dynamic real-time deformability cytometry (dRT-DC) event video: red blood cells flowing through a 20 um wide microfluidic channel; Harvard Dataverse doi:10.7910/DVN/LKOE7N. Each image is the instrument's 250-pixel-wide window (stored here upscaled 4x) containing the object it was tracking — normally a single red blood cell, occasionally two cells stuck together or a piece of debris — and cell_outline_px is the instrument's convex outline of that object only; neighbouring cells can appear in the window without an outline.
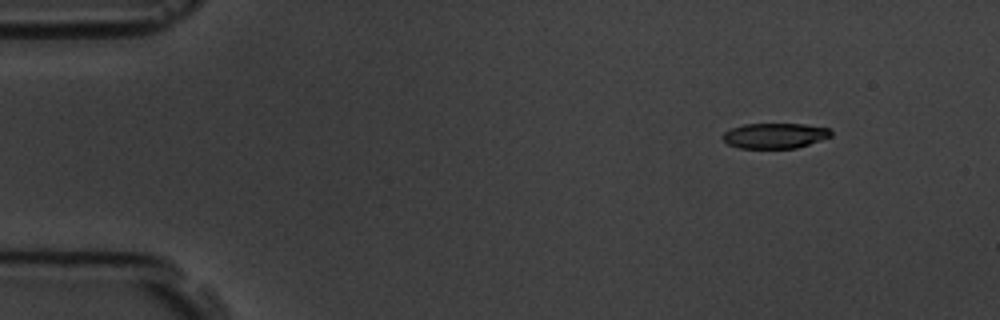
{"species": "common noctule bat (a hibernating species)", "species_latin": "Nyctalus noctula", "temperature_condition": "room temperature", "stored_images_in_passage": 5, "camera_frame_rate_fps": 3000, "um_per_image_px": 0.085, "animal": {"sex": "male", "body_mass_g": 19.5, "forearm_length_mm": 54.6}, "frame": {"image": 1, "passage_image": 2, "time_ms": 1.333, "image_size_px": [1000, 320], "cell_outline_px": [[832, 136], [796, 148], [740, 148], [728, 144], [720, 136], [724, 132], [732, 128], [744, 124], [804, 124], [828, 128], [832, 132]], "centroid_in_image_um": [65.84, 11.53], "position_along_channel_um": 19.2, "area_um2": 15.9}}
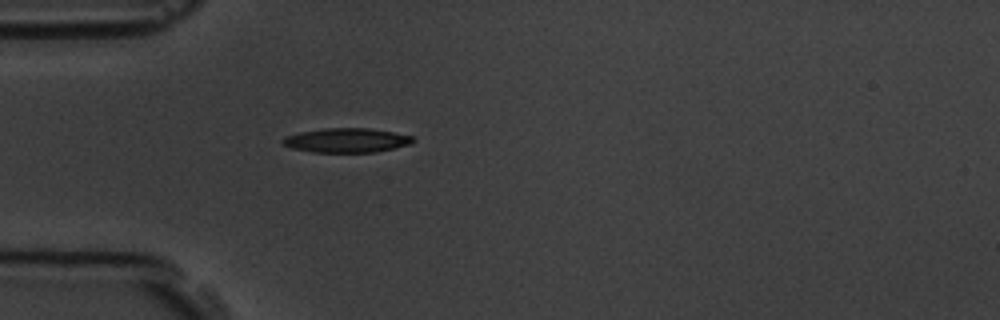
{"frame": {"image": 2, "passage_image": 5, "time_ms": 4.667, "image_size_px": [1000, 320], "cell_outline_px": [[416, 140], [412, 144], [376, 152], [312, 152], [292, 148], [284, 144], [280, 140], [284, 136], [300, 132], [324, 128], [368, 128], [392, 132], [412, 136]], "centroid_in_image_um": [29.46, 11.92], "position_along_channel_um": 55.5, "area_um2": 18.5}}